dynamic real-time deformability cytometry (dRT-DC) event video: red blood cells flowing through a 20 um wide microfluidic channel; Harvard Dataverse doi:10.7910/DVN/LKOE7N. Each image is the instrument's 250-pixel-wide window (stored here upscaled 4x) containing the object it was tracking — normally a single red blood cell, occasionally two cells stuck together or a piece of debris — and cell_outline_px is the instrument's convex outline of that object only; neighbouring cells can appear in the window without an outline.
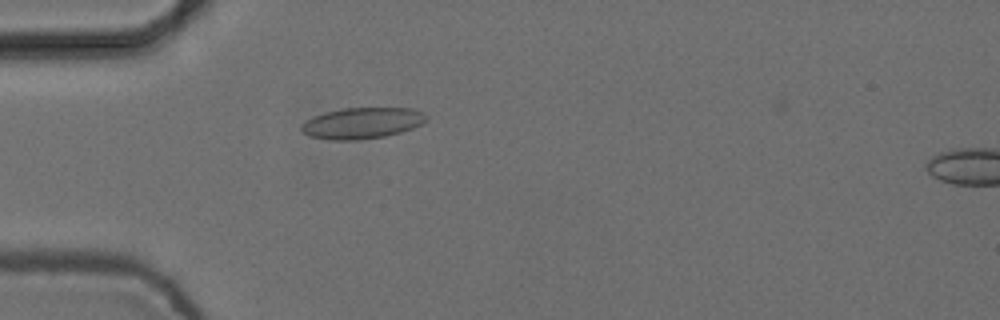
{"species": "common noctule bat (a hibernating species)", "species_latin": "Nyctalus noctula", "temperature_condition": "cold", "stored_images_in_passage": 6, "segment_of_instrument_passage": [1, 2], "camera_frame_rate_fps": 3000, "um_per_image_px": 0.085, "animal": {"sex": "female", "body_mass_g": 24.6, "forearm_length_mm": 56.2}, "frame": {"image": 1, "passage_image": 5, "time_ms": 1.333, "image_size_px": [1000, 320], "cell_outline_px": [[428, 116], [420, 124], [412, 128], [400, 132], [384, 136], [356, 140], [332, 140], [308, 136], [300, 128], [308, 120], [316, 116], [328, 112], [344, 108], [412, 108], [424, 112]], "centroid_in_image_um": [30.81, 10.46], "position_along_channel_um": 54.2, "area_um2": 22.25}}